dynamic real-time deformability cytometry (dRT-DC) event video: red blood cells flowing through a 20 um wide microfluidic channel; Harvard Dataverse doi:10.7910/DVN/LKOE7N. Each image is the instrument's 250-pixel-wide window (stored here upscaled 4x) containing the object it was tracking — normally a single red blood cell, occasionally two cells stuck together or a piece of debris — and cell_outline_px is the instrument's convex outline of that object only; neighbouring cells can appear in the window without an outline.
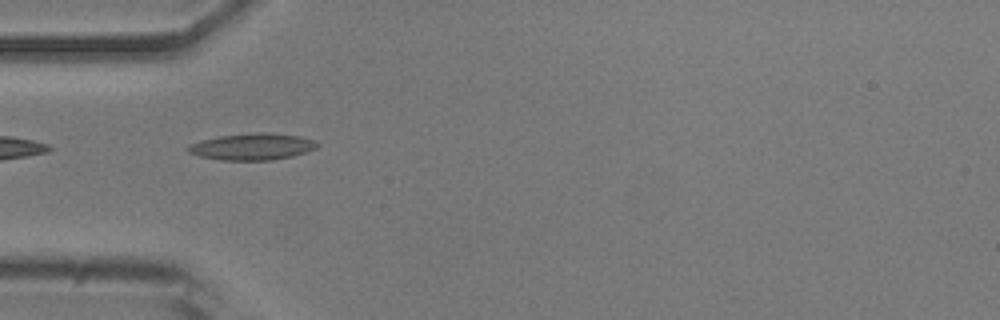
{"species": "common noctule bat (a hibernating species)", "species_latin": "Nyctalus noctula", "temperature_condition": "room temperature", "stored_images_in_passage": 31, "camera_frame_rate_fps": 3000, "um_per_image_px": 0.085, "animal": {"sex": "male", "body_mass_g": 20.5, "forearm_length_mm": 52.5}, "frame": {"image": 1, "passage_image": 1, "time_ms": 0.0, "image_size_px": [1000, 320], "cell_outline_px": [[320, 144], [316, 148], [292, 156], [272, 160], [220, 160], [200, 156], [188, 152], [184, 148], [188, 144], [200, 140], [220, 136], [256, 132], [268, 132], [300, 136], [316, 140]], "centroid_in_image_um": [21.42, 12.46], "position_along_channel_um": 63.6, "area_um2": 20.23}, "authors_computed_cell_mechanics": {"area_um2": 17.7446, "velocity_mm_per_s": 3.8613, "shape_relaxation_time_tau1_ms": 5.7658, "shape_relaxation_time_tau2_ms": 4.5553, "deformation_change_tau1": 0.1659, "deformation_change_tau2": 0.1311}}